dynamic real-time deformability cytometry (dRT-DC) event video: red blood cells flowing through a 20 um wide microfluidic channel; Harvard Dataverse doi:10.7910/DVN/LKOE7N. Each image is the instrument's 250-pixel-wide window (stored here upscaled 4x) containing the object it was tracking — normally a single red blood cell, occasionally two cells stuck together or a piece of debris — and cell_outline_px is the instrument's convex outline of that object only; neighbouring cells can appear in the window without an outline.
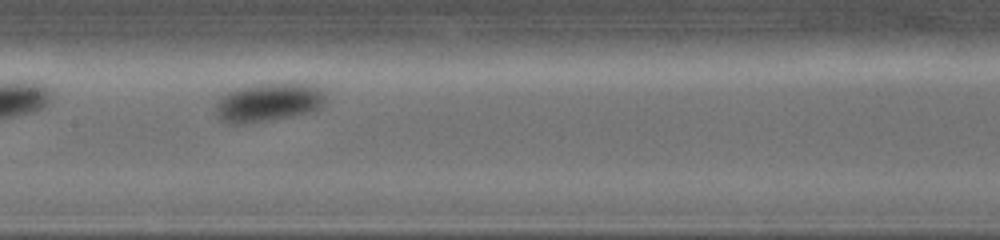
{"species": "common noctule bat (a hibernating species)", "species_latin": "Nyctalus noctula", "temperature_condition": "warm", "stored_images_in_passage": 21, "camera_frame_rate_fps": 5000, "um_per_image_px": 0.085, "animal": {"sex": "female", "body_mass_g": 19.0, "forearm_length_mm": 56.7}, "frame": {"image": 1, "passage_image": 12, "time_ms": 2.2, "image_size_px": [1000, 240], "cell_outline_px": [[324, 104], [320, 108], [312, 112], [292, 116], [244, 124], [228, 124], [220, 120], [216, 116], [216, 104], [220, 96], [236, 88], [260, 84], [308, 84], [324, 88]], "centroid_in_image_um": [22.8, 8.72], "position_along_channel_um": 184.6, "area_um2": 24.8}}
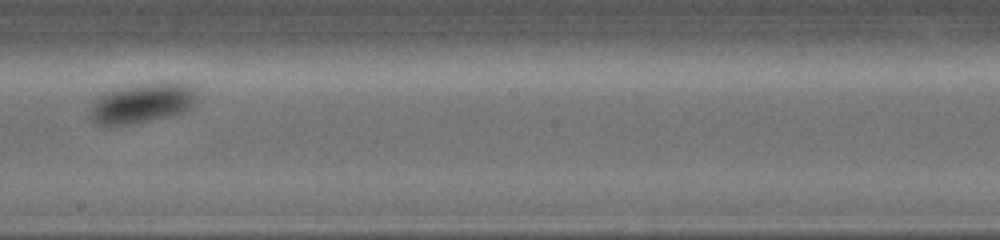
{"frame": {"image": 2, "passage_image": 15, "time_ms": 2.8, "image_size_px": [1000, 240], "cell_outline_px": [[196, 104], [192, 108], [184, 112], [168, 116], [108, 128], [92, 120], [88, 116], [96, 100], [100, 96], [108, 92], [140, 84], [164, 80], [184, 84], [192, 88], [196, 96]], "centroid_in_image_um": [12.11, 8.78], "position_along_channel_um": 236.1, "area_um2": 24.68}}